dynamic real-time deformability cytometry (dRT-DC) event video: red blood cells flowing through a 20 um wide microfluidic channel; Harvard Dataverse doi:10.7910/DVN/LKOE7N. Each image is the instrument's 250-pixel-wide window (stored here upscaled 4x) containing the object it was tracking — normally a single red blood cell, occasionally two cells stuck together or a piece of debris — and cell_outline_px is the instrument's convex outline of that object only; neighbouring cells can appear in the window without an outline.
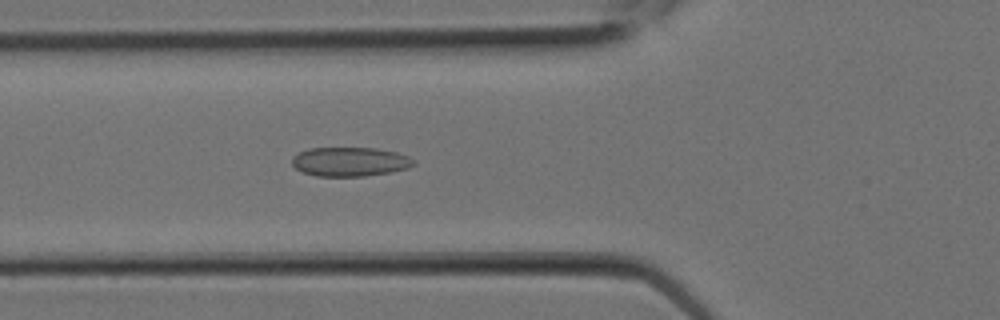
{"species": "Egyptian fruit bat (a non-hibernating species)", "species_latin": "Rousettus aegyptiacus", "temperature_condition": "room temperature", "stored_images_in_passage": 8, "camera_frame_rate_fps": 3000, "um_per_image_px": 0.085, "animal": {"sex": "female"}, "frame": {"image": 1, "passage_image": 8, "time_ms": 2.333, "image_size_px": [1000, 320], "cell_outline_px": [[416, 164], [408, 168], [392, 172], [364, 176], [316, 176], [304, 172], [296, 168], [292, 164], [292, 156], [308, 148], [376, 148], [396, 152], [408, 156], [416, 160]], "centroid_in_image_um": [29.78, 13.74], "position_along_channel_um": 96.0, "area_um2": 20.75}}